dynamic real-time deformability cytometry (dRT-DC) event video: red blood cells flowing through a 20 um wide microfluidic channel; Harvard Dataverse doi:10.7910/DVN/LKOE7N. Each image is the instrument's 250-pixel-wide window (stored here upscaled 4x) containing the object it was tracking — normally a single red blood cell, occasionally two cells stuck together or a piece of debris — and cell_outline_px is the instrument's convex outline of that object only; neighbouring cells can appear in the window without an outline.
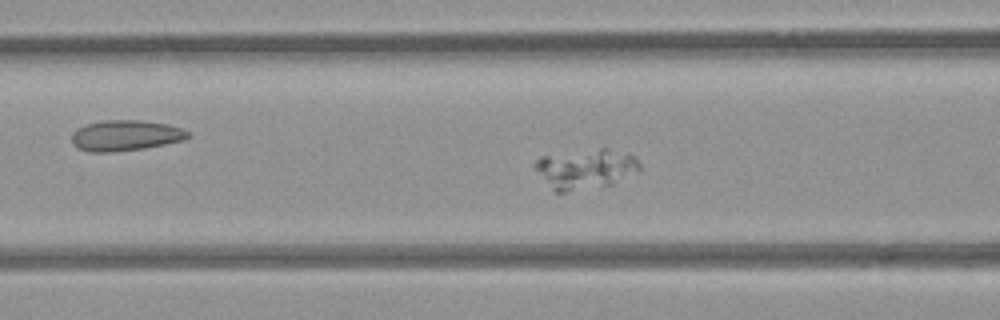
{"species": "common noctule bat (a hibernating species)", "species_latin": "Nyctalus noctula", "temperature_condition": "room temperature", "stored_images_in_passage": 56, "camera_frame_rate_fps": 3000, "um_per_image_px": 0.085, "animal": {"sex": "female", "body_mass_g": 21.9}, "frame": {"image": 1, "passage_image": 22, "time_ms": 7.0, "image_size_px": [1000, 320], "cell_outline_px": [[640, 168], [612, 184], [564, 192], [556, 192], [552, 188], [532, 164], [540, 156], [600, 148], [604, 148], [636, 156], [640, 164]], "centroid_in_image_um": [49.75, 14.33], "position_along_channel_um": 116.8, "area_um2": 23.64}}
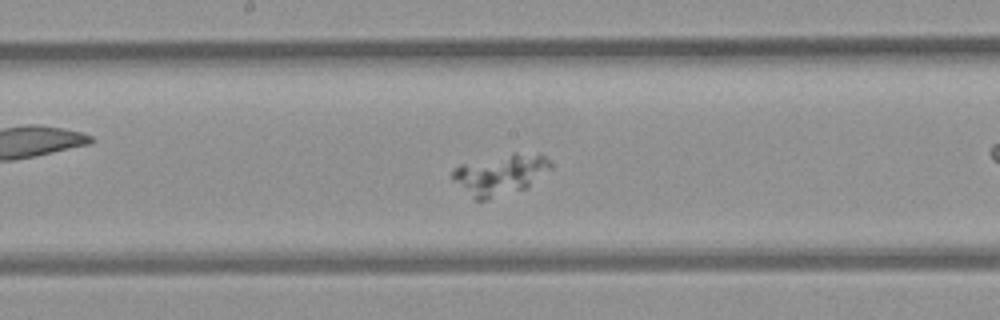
{"frame": {"image": 2, "passage_image": 29, "time_ms": 9.333, "image_size_px": [1000, 320], "cell_outline_px": [[552, 168], [524, 188], [488, 200], [476, 200], [452, 176], [452, 172], [460, 164], [512, 152], [516, 152], [544, 156], [552, 164]], "centroid_in_image_um": [42.54, 14.81], "position_along_channel_um": 205.7, "area_um2": 22.54}}
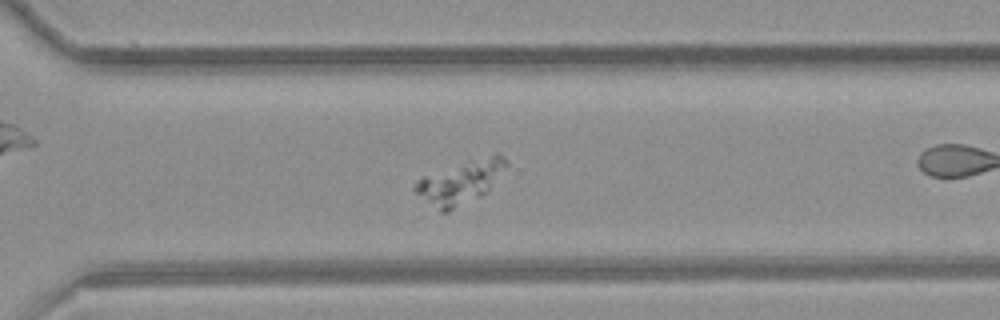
{"frame": {"image": 3, "passage_image": 39, "time_ms": 12.667, "image_size_px": [1000, 320], "cell_outline_px": [[508, 164], [488, 192], [448, 212], [440, 212], [416, 192], [412, 188], [424, 176], [468, 160], [496, 152]], "centroid_in_image_um": [39.17, 15.48], "position_along_channel_um": 331.4, "area_um2": 22.43}}